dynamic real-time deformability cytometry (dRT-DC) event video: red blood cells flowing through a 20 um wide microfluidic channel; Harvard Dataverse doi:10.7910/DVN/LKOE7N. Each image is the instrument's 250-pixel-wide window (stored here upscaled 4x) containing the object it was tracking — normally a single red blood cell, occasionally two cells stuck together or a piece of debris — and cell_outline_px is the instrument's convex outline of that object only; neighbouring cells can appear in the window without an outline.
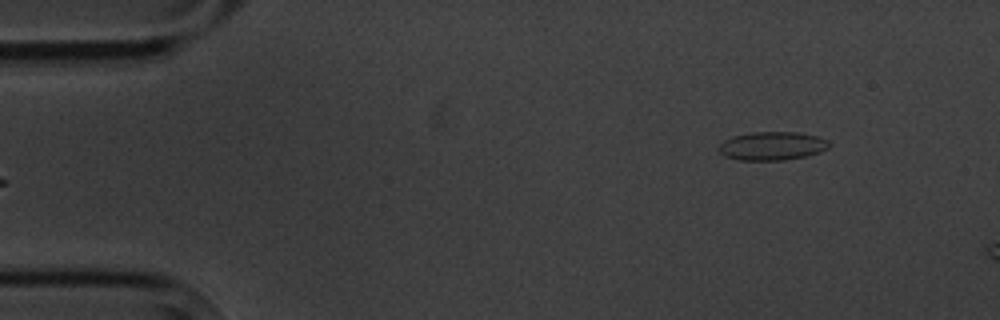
{"species": "common noctule bat (a hibernating species)", "species_latin": "Nyctalus noctula", "temperature_condition": "cold", "stored_images_in_passage": 5, "camera_frame_rate_fps": 3000, "um_per_image_px": 0.085, "animal": {"sex": "male", "body_mass_g": 20.1, "forearm_length_mm": 53.5}, "frame": {"image": 1, "passage_image": 5, "time_ms": 5.0, "image_size_px": [1000, 320], "cell_outline_px": [[828, 148], [820, 152], [804, 156], [784, 160], [736, 160], [724, 156], [720, 152], [720, 144], [724, 140], [732, 136], [752, 132], [800, 132], [820, 136], [828, 140]], "centroid_in_image_um": [65.64, 12.4], "position_along_channel_um": 19.4, "area_um2": 18.38}}